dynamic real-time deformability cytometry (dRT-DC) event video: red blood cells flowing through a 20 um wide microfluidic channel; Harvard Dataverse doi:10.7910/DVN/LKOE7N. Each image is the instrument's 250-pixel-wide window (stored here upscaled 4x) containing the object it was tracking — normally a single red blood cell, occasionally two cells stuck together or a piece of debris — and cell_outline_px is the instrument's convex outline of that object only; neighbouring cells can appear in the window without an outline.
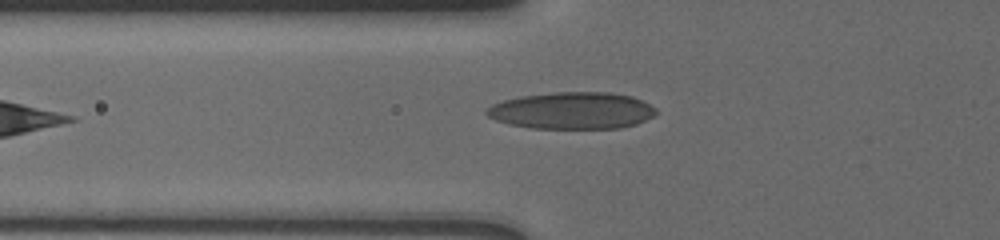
{"species": "human", "species_latin": "Homo sapiens", "temperature_condition": "cold", "stored_images_in_passage": 10, "camera_frame_rate_fps": 3000, "um_per_image_px": 0.085, "donor": {"sex": "male"}, "frame": {"image": 1, "passage_image": 10, "time_ms": 8.333, "image_size_px": [1000, 240], "cell_outline_px": [[656, 112], [652, 116], [636, 124], [620, 128], [532, 128], [508, 124], [496, 120], [488, 116], [484, 112], [492, 104], [504, 100], [520, 96], [552, 92], [608, 92], [632, 96], [656, 108]], "centroid_in_image_um": [48.6, 9.4], "position_along_channel_um": 77.2, "area_um2": 36.3}}